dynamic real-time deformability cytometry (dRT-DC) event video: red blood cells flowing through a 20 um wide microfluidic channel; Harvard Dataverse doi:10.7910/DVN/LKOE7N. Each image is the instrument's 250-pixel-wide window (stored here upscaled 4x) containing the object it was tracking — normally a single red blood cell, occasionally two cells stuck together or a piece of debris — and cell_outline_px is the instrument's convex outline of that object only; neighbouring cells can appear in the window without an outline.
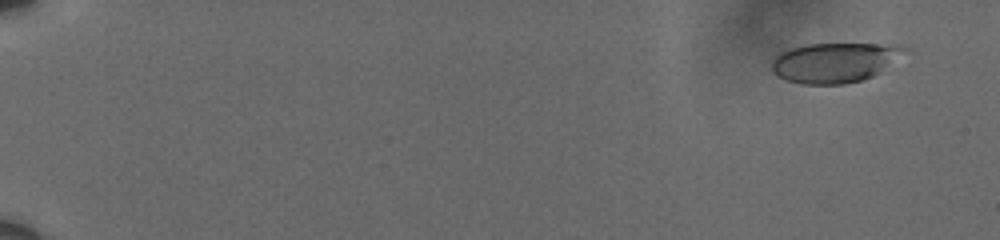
{"species": "human", "species_latin": "Homo sapiens", "temperature_condition": "cold", "stored_images_in_passage": 61, "camera_frame_rate_fps": 3000, "um_per_image_px": 0.085, "donor": {"sex": "male"}, "frame": {"image": 1, "passage_image": 5, "time_ms": 1.333, "image_size_px": [1000, 240], "cell_outline_px": [[908, 48], [880, 72], [872, 76], [860, 80], [844, 84], [804, 84], [788, 80], [772, 72], [772, 60], [780, 52], [804, 44], [892, 44]], "centroid_in_image_um": [70.9, 5.3], "position_along_channel_um": 14.1, "area_um2": 30.35}}
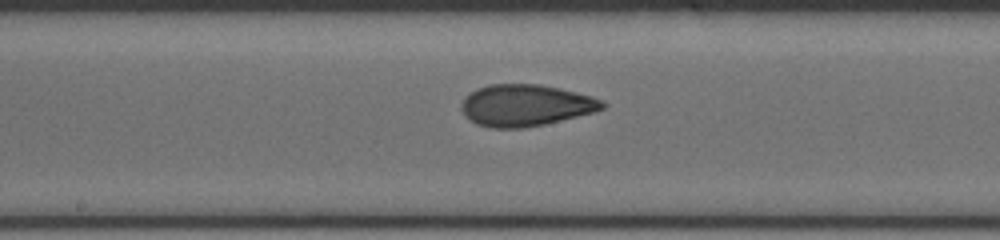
{"frame": {"image": 2, "passage_image": 36, "time_ms": 11.667, "image_size_px": [1000, 240], "cell_outline_px": [[604, 108], [592, 112], [544, 124], [524, 128], [492, 128], [476, 124], [464, 116], [460, 108], [460, 104], [476, 88], [488, 84], [540, 84], [576, 92], [592, 96], [600, 100], [604, 104]], "centroid_in_image_um": [44.62, 8.95], "position_along_channel_um": 203.6, "area_um2": 33.99}}
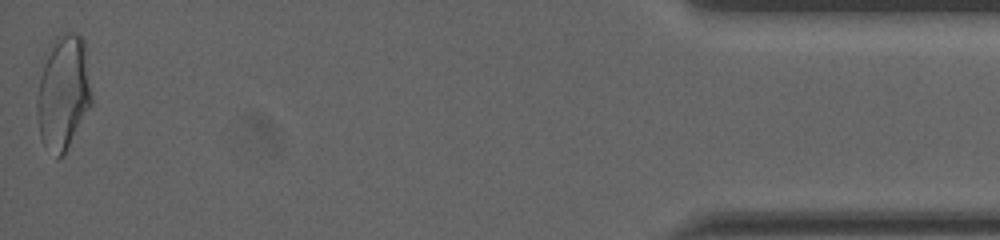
{"frame": {"image": 3, "passage_image": 61, "time_ms": 20.0, "image_size_px": [1000, 240], "cell_outline_px": [[92, 104], [64, 152], [56, 160], [44, 148], [40, 136], [36, 112], [36, 100], [40, 76], [52, 40], [56, 36], [68, 32], [76, 32], [84, 40], [92, 96]], "centroid_in_image_um": [5.36, 7.88], "position_along_channel_um": 429.8, "area_um2": 36.47}, "authors_computed_cell_mechanics": {"area_um2": 32.8304, "velocity_mm_per_s": 3.6161, "shape_relaxation_time_tau1_ms": 5.1954, "shape_relaxation_time_tau2_ms": 1.5604, "deformation_change_tau1": 0.1561, "deformation_change_tau2": 0.0738}}